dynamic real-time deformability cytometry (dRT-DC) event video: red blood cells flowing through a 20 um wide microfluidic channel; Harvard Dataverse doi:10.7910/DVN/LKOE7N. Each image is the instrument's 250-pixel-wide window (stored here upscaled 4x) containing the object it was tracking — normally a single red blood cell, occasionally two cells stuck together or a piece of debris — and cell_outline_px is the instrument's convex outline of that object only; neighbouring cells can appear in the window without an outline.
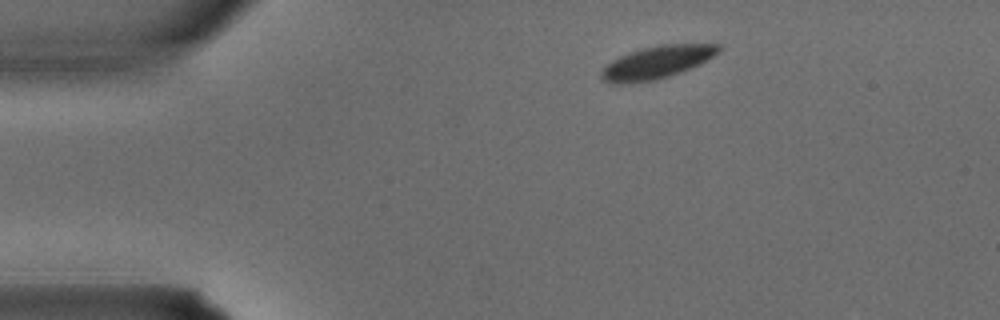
{"species": "common noctule bat (a hibernating species)", "species_latin": "Nyctalus noctula", "temperature_condition": "warm", "stored_images_in_passage": 2, "camera_frame_rate_fps": 3000, "um_per_image_px": 0.085, "animal": {"sex": "male", "body_mass_g": 15.6}, "frame": {"image": 1, "passage_image": 1, "time_ms": 0.0, "image_size_px": [1000, 320], "cell_outline_px": [[720, 52], [700, 64], [680, 72], [656, 80], [628, 84], [616, 84], [604, 80], [600, 76], [600, 72], [612, 60], [628, 52], [660, 44], [720, 44]], "centroid_in_image_um": [55.83, 5.3], "position_along_channel_um": 29.2, "area_um2": 22.25}}